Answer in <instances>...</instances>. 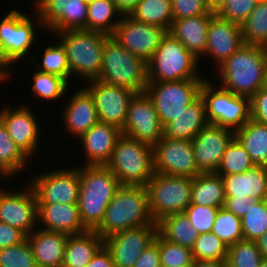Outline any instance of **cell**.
Returning a JSON list of instances; mask_svg holds the SVG:
<instances>
[{
  "label": "cell",
  "instance_id": "1",
  "mask_svg": "<svg viewBox=\"0 0 267 267\" xmlns=\"http://www.w3.org/2000/svg\"><path fill=\"white\" fill-rule=\"evenodd\" d=\"M266 61L267 47L243 44L215 70L216 84L235 95L251 98L262 88Z\"/></svg>",
  "mask_w": 267,
  "mask_h": 267
},
{
  "label": "cell",
  "instance_id": "2",
  "mask_svg": "<svg viewBox=\"0 0 267 267\" xmlns=\"http://www.w3.org/2000/svg\"><path fill=\"white\" fill-rule=\"evenodd\" d=\"M50 35H54V38H57L65 49L71 86L74 85L75 79L76 83L80 80L82 81L80 83H86L98 79L102 67L104 45L110 37L109 34L97 31L68 30Z\"/></svg>",
  "mask_w": 267,
  "mask_h": 267
},
{
  "label": "cell",
  "instance_id": "3",
  "mask_svg": "<svg viewBox=\"0 0 267 267\" xmlns=\"http://www.w3.org/2000/svg\"><path fill=\"white\" fill-rule=\"evenodd\" d=\"M78 209L88 230H95L102 222L105 210L121 186L117 177L106 166H79Z\"/></svg>",
  "mask_w": 267,
  "mask_h": 267
},
{
  "label": "cell",
  "instance_id": "4",
  "mask_svg": "<svg viewBox=\"0 0 267 267\" xmlns=\"http://www.w3.org/2000/svg\"><path fill=\"white\" fill-rule=\"evenodd\" d=\"M8 12L0 19V55L4 63L14 70L19 62L32 59V49L41 37V30L44 33L43 30L46 32V29L34 10L31 11L32 15L25 14L18 8H12Z\"/></svg>",
  "mask_w": 267,
  "mask_h": 267
},
{
  "label": "cell",
  "instance_id": "5",
  "mask_svg": "<svg viewBox=\"0 0 267 267\" xmlns=\"http://www.w3.org/2000/svg\"><path fill=\"white\" fill-rule=\"evenodd\" d=\"M153 222L146 186L121 185L95 231L104 239L116 232L150 225Z\"/></svg>",
  "mask_w": 267,
  "mask_h": 267
},
{
  "label": "cell",
  "instance_id": "6",
  "mask_svg": "<svg viewBox=\"0 0 267 267\" xmlns=\"http://www.w3.org/2000/svg\"><path fill=\"white\" fill-rule=\"evenodd\" d=\"M199 67V59L166 32L147 63L148 82L206 80L208 75L204 74V70L199 71L202 69Z\"/></svg>",
  "mask_w": 267,
  "mask_h": 267
},
{
  "label": "cell",
  "instance_id": "7",
  "mask_svg": "<svg viewBox=\"0 0 267 267\" xmlns=\"http://www.w3.org/2000/svg\"><path fill=\"white\" fill-rule=\"evenodd\" d=\"M105 166L120 185L146 186L154 175L152 146L122 134Z\"/></svg>",
  "mask_w": 267,
  "mask_h": 267
},
{
  "label": "cell",
  "instance_id": "8",
  "mask_svg": "<svg viewBox=\"0 0 267 267\" xmlns=\"http://www.w3.org/2000/svg\"><path fill=\"white\" fill-rule=\"evenodd\" d=\"M98 80L135 93L145 92L148 84L147 62L127 51L110 36L104 45Z\"/></svg>",
  "mask_w": 267,
  "mask_h": 267
},
{
  "label": "cell",
  "instance_id": "9",
  "mask_svg": "<svg viewBox=\"0 0 267 267\" xmlns=\"http://www.w3.org/2000/svg\"><path fill=\"white\" fill-rule=\"evenodd\" d=\"M200 95L204 99L209 124L237 130L251 118L250 98L235 95L206 78Z\"/></svg>",
  "mask_w": 267,
  "mask_h": 267
},
{
  "label": "cell",
  "instance_id": "10",
  "mask_svg": "<svg viewBox=\"0 0 267 267\" xmlns=\"http://www.w3.org/2000/svg\"><path fill=\"white\" fill-rule=\"evenodd\" d=\"M192 178L154 173L146 184L149 210L154 222L163 217L184 213L191 203Z\"/></svg>",
  "mask_w": 267,
  "mask_h": 267
},
{
  "label": "cell",
  "instance_id": "11",
  "mask_svg": "<svg viewBox=\"0 0 267 267\" xmlns=\"http://www.w3.org/2000/svg\"><path fill=\"white\" fill-rule=\"evenodd\" d=\"M205 80L148 82L146 93L152 99L159 120L164 127L186 111L199 96Z\"/></svg>",
  "mask_w": 267,
  "mask_h": 267
},
{
  "label": "cell",
  "instance_id": "12",
  "mask_svg": "<svg viewBox=\"0 0 267 267\" xmlns=\"http://www.w3.org/2000/svg\"><path fill=\"white\" fill-rule=\"evenodd\" d=\"M52 169L34 173L26 179L35 192L37 203H78L79 166Z\"/></svg>",
  "mask_w": 267,
  "mask_h": 267
},
{
  "label": "cell",
  "instance_id": "13",
  "mask_svg": "<svg viewBox=\"0 0 267 267\" xmlns=\"http://www.w3.org/2000/svg\"><path fill=\"white\" fill-rule=\"evenodd\" d=\"M26 183L19 190L0 186V221L28 236L38 227V215L35 192L27 180Z\"/></svg>",
  "mask_w": 267,
  "mask_h": 267
},
{
  "label": "cell",
  "instance_id": "14",
  "mask_svg": "<svg viewBox=\"0 0 267 267\" xmlns=\"http://www.w3.org/2000/svg\"><path fill=\"white\" fill-rule=\"evenodd\" d=\"M85 0H35L32 8L50 34L68 30L87 31Z\"/></svg>",
  "mask_w": 267,
  "mask_h": 267
},
{
  "label": "cell",
  "instance_id": "15",
  "mask_svg": "<svg viewBox=\"0 0 267 267\" xmlns=\"http://www.w3.org/2000/svg\"><path fill=\"white\" fill-rule=\"evenodd\" d=\"M6 104L4 103L0 109V120L7 127L8 133L16 145L32 160V157H35V153L41 148L42 130L40 128L42 125L39 123L40 120L38 121V116L34 114L36 112L30 107V103L20 102L16 108L10 103Z\"/></svg>",
  "mask_w": 267,
  "mask_h": 267
},
{
  "label": "cell",
  "instance_id": "16",
  "mask_svg": "<svg viewBox=\"0 0 267 267\" xmlns=\"http://www.w3.org/2000/svg\"><path fill=\"white\" fill-rule=\"evenodd\" d=\"M121 133L151 146L163 137V126L146 91L135 93L131 98Z\"/></svg>",
  "mask_w": 267,
  "mask_h": 267
},
{
  "label": "cell",
  "instance_id": "17",
  "mask_svg": "<svg viewBox=\"0 0 267 267\" xmlns=\"http://www.w3.org/2000/svg\"><path fill=\"white\" fill-rule=\"evenodd\" d=\"M152 150L154 173L190 178L201 173L195 163L192 140L162 137Z\"/></svg>",
  "mask_w": 267,
  "mask_h": 267
},
{
  "label": "cell",
  "instance_id": "18",
  "mask_svg": "<svg viewBox=\"0 0 267 267\" xmlns=\"http://www.w3.org/2000/svg\"><path fill=\"white\" fill-rule=\"evenodd\" d=\"M165 34L163 28L137 21L125 14L111 37L127 51L148 63Z\"/></svg>",
  "mask_w": 267,
  "mask_h": 267
},
{
  "label": "cell",
  "instance_id": "19",
  "mask_svg": "<svg viewBox=\"0 0 267 267\" xmlns=\"http://www.w3.org/2000/svg\"><path fill=\"white\" fill-rule=\"evenodd\" d=\"M158 233L156 222L116 232L104 238L115 267H134L141 253L154 242Z\"/></svg>",
  "mask_w": 267,
  "mask_h": 267
},
{
  "label": "cell",
  "instance_id": "20",
  "mask_svg": "<svg viewBox=\"0 0 267 267\" xmlns=\"http://www.w3.org/2000/svg\"><path fill=\"white\" fill-rule=\"evenodd\" d=\"M83 86L94 99L99 122L113 124L121 129L127 117L130 100L135 92L98 79L87 81Z\"/></svg>",
  "mask_w": 267,
  "mask_h": 267
},
{
  "label": "cell",
  "instance_id": "21",
  "mask_svg": "<svg viewBox=\"0 0 267 267\" xmlns=\"http://www.w3.org/2000/svg\"><path fill=\"white\" fill-rule=\"evenodd\" d=\"M234 130L208 124L192 139L195 163L201 173H216Z\"/></svg>",
  "mask_w": 267,
  "mask_h": 267
},
{
  "label": "cell",
  "instance_id": "22",
  "mask_svg": "<svg viewBox=\"0 0 267 267\" xmlns=\"http://www.w3.org/2000/svg\"><path fill=\"white\" fill-rule=\"evenodd\" d=\"M81 86V87H80ZM69 93L71 86L67 91L68 99L62 102H66L65 105H61L63 130L65 134L78 139L86 131H88L94 124L99 122L95 102L90 92L82 85ZM73 93V94H72ZM71 95V96H70ZM70 97V98H69ZM67 132V133H66Z\"/></svg>",
  "mask_w": 267,
  "mask_h": 267
},
{
  "label": "cell",
  "instance_id": "23",
  "mask_svg": "<svg viewBox=\"0 0 267 267\" xmlns=\"http://www.w3.org/2000/svg\"><path fill=\"white\" fill-rule=\"evenodd\" d=\"M243 44L241 26L213 14L207 30L206 51L199 60L200 65L204 58H212V66L218 68Z\"/></svg>",
  "mask_w": 267,
  "mask_h": 267
},
{
  "label": "cell",
  "instance_id": "24",
  "mask_svg": "<svg viewBox=\"0 0 267 267\" xmlns=\"http://www.w3.org/2000/svg\"><path fill=\"white\" fill-rule=\"evenodd\" d=\"M122 135L121 129L113 124L98 122L81 135V151L85 154L82 165L105 166L111 158L117 139Z\"/></svg>",
  "mask_w": 267,
  "mask_h": 267
},
{
  "label": "cell",
  "instance_id": "25",
  "mask_svg": "<svg viewBox=\"0 0 267 267\" xmlns=\"http://www.w3.org/2000/svg\"><path fill=\"white\" fill-rule=\"evenodd\" d=\"M38 226L40 228L75 235L86 232L78 203H37ZM42 226V227H41Z\"/></svg>",
  "mask_w": 267,
  "mask_h": 267
},
{
  "label": "cell",
  "instance_id": "26",
  "mask_svg": "<svg viewBox=\"0 0 267 267\" xmlns=\"http://www.w3.org/2000/svg\"><path fill=\"white\" fill-rule=\"evenodd\" d=\"M67 234L39 226L27 236L37 267H62Z\"/></svg>",
  "mask_w": 267,
  "mask_h": 267
},
{
  "label": "cell",
  "instance_id": "27",
  "mask_svg": "<svg viewBox=\"0 0 267 267\" xmlns=\"http://www.w3.org/2000/svg\"><path fill=\"white\" fill-rule=\"evenodd\" d=\"M213 14L207 13L174 20L168 33L200 60L206 51L207 30Z\"/></svg>",
  "mask_w": 267,
  "mask_h": 267
},
{
  "label": "cell",
  "instance_id": "28",
  "mask_svg": "<svg viewBox=\"0 0 267 267\" xmlns=\"http://www.w3.org/2000/svg\"><path fill=\"white\" fill-rule=\"evenodd\" d=\"M223 181L225 197H253L256 200L267 199V167L254 166L244 173L220 175Z\"/></svg>",
  "mask_w": 267,
  "mask_h": 267
},
{
  "label": "cell",
  "instance_id": "29",
  "mask_svg": "<svg viewBox=\"0 0 267 267\" xmlns=\"http://www.w3.org/2000/svg\"><path fill=\"white\" fill-rule=\"evenodd\" d=\"M208 124L205 102L200 95L178 118L163 127V137L192 140Z\"/></svg>",
  "mask_w": 267,
  "mask_h": 267
},
{
  "label": "cell",
  "instance_id": "30",
  "mask_svg": "<svg viewBox=\"0 0 267 267\" xmlns=\"http://www.w3.org/2000/svg\"><path fill=\"white\" fill-rule=\"evenodd\" d=\"M103 245L104 239L95 230L69 235L62 267H85Z\"/></svg>",
  "mask_w": 267,
  "mask_h": 267
},
{
  "label": "cell",
  "instance_id": "31",
  "mask_svg": "<svg viewBox=\"0 0 267 267\" xmlns=\"http://www.w3.org/2000/svg\"><path fill=\"white\" fill-rule=\"evenodd\" d=\"M234 137L245 148L255 166L267 167V125L251 118L234 131Z\"/></svg>",
  "mask_w": 267,
  "mask_h": 267
},
{
  "label": "cell",
  "instance_id": "32",
  "mask_svg": "<svg viewBox=\"0 0 267 267\" xmlns=\"http://www.w3.org/2000/svg\"><path fill=\"white\" fill-rule=\"evenodd\" d=\"M191 203L221 208L225 204V190L220 175L200 173L192 178Z\"/></svg>",
  "mask_w": 267,
  "mask_h": 267
},
{
  "label": "cell",
  "instance_id": "33",
  "mask_svg": "<svg viewBox=\"0 0 267 267\" xmlns=\"http://www.w3.org/2000/svg\"><path fill=\"white\" fill-rule=\"evenodd\" d=\"M29 161L32 160L16 145L0 120V174L7 180L21 175L28 169Z\"/></svg>",
  "mask_w": 267,
  "mask_h": 267
},
{
  "label": "cell",
  "instance_id": "34",
  "mask_svg": "<svg viewBox=\"0 0 267 267\" xmlns=\"http://www.w3.org/2000/svg\"><path fill=\"white\" fill-rule=\"evenodd\" d=\"M158 233L166 240L192 249L199 233L185 213L171 214L157 222Z\"/></svg>",
  "mask_w": 267,
  "mask_h": 267
},
{
  "label": "cell",
  "instance_id": "35",
  "mask_svg": "<svg viewBox=\"0 0 267 267\" xmlns=\"http://www.w3.org/2000/svg\"><path fill=\"white\" fill-rule=\"evenodd\" d=\"M123 17L113 0H96L87 5V31L114 33Z\"/></svg>",
  "mask_w": 267,
  "mask_h": 267
},
{
  "label": "cell",
  "instance_id": "36",
  "mask_svg": "<svg viewBox=\"0 0 267 267\" xmlns=\"http://www.w3.org/2000/svg\"><path fill=\"white\" fill-rule=\"evenodd\" d=\"M128 15L168 32L173 21L171 0H140Z\"/></svg>",
  "mask_w": 267,
  "mask_h": 267
},
{
  "label": "cell",
  "instance_id": "37",
  "mask_svg": "<svg viewBox=\"0 0 267 267\" xmlns=\"http://www.w3.org/2000/svg\"><path fill=\"white\" fill-rule=\"evenodd\" d=\"M32 83H30V89L33 93V98L37 97V100L44 102H50V104L55 101L61 102L65 98L68 89L70 88V84L62 77L49 74L46 72H42L36 69V71L32 72L31 77Z\"/></svg>",
  "mask_w": 267,
  "mask_h": 267
},
{
  "label": "cell",
  "instance_id": "38",
  "mask_svg": "<svg viewBox=\"0 0 267 267\" xmlns=\"http://www.w3.org/2000/svg\"><path fill=\"white\" fill-rule=\"evenodd\" d=\"M55 41L44 47L43 54L40 55L42 57L33 55L30 61L36 65L35 69L60 76L70 84V69L65 49L57 39Z\"/></svg>",
  "mask_w": 267,
  "mask_h": 267
},
{
  "label": "cell",
  "instance_id": "39",
  "mask_svg": "<svg viewBox=\"0 0 267 267\" xmlns=\"http://www.w3.org/2000/svg\"><path fill=\"white\" fill-rule=\"evenodd\" d=\"M240 26L244 44L267 47V0H258L253 12Z\"/></svg>",
  "mask_w": 267,
  "mask_h": 267
},
{
  "label": "cell",
  "instance_id": "40",
  "mask_svg": "<svg viewBox=\"0 0 267 267\" xmlns=\"http://www.w3.org/2000/svg\"><path fill=\"white\" fill-rule=\"evenodd\" d=\"M254 166L255 164L252 162L248 152L234 137L223 153L222 160L216 174L232 175L244 173Z\"/></svg>",
  "mask_w": 267,
  "mask_h": 267
},
{
  "label": "cell",
  "instance_id": "41",
  "mask_svg": "<svg viewBox=\"0 0 267 267\" xmlns=\"http://www.w3.org/2000/svg\"><path fill=\"white\" fill-rule=\"evenodd\" d=\"M241 224L243 239L258 240L267 231V199L249 202Z\"/></svg>",
  "mask_w": 267,
  "mask_h": 267
},
{
  "label": "cell",
  "instance_id": "42",
  "mask_svg": "<svg viewBox=\"0 0 267 267\" xmlns=\"http://www.w3.org/2000/svg\"><path fill=\"white\" fill-rule=\"evenodd\" d=\"M262 260L256 241L242 239L228 246L226 267H260Z\"/></svg>",
  "mask_w": 267,
  "mask_h": 267
},
{
  "label": "cell",
  "instance_id": "43",
  "mask_svg": "<svg viewBox=\"0 0 267 267\" xmlns=\"http://www.w3.org/2000/svg\"><path fill=\"white\" fill-rule=\"evenodd\" d=\"M191 251L193 260L226 261L228 245L211 231L199 234Z\"/></svg>",
  "mask_w": 267,
  "mask_h": 267
},
{
  "label": "cell",
  "instance_id": "44",
  "mask_svg": "<svg viewBox=\"0 0 267 267\" xmlns=\"http://www.w3.org/2000/svg\"><path fill=\"white\" fill-rule=\"evenodd\" d=\"M212 232L228 246L243 239L241 219L225 207L218 209Z\"/></svg>",
  "mask_w": 267,
  "mask_h": 267
},
{
  "label": "cell",
  "instance_id": "45",
  "mask_svg": "<svg viewBox=\"0 0 267 267\" xmlns=\"http://www.w3.org/2000/svg\"><path fill=\"white\" fill-rule=\"evenodd\" d=\"M154 241L158 244L162 267H191L193 263L192 251L179 244L164 239L157 233Z\"/></svg>",
  "mask_w": 267,
  "mask_h": 267
},
{
  "label": "cell",
  "instance_id": "46",
  "mask_svg": "<svg viewBox=\"0 0 267 267\" xmlns=\"http://www.w3.org/2000/svg\"><path fill=\"white\" fill-rule=\"evenodd\" d=\"M0 267H37L27 238L19 244L0 249Z\"/></svg>",
  "mask_w": 267,
  "mask_h": 267
},
{
  "label": "cell",
  "instance_id": "47",
  "mask_svg": "<svg viewBox=\"0 0 267 267\" xmlns=\"http://www.w3.org/2000/svg\"><path fill=\"white\" fill-rule=\"evenodd\" d=\"M219 208L190 203L184 213L199 234L211 232Z\"/></svg>",
  "mask_w": 267,
  "mask_h": 267
},
{
  "label": "cell",
  "instance_id": "48",
  "mask_svg": "<svg viewBox=\"0 0 267 267\" xmlns=\"http://www.w3.org/2000/svg\"><path fill=\"white\" fill-rule=\"evenodd\" d=\"M258 0H228L217 13L222 19L241 25L253 12Z\"/></svg>",
  "mask_w": 267,
  "mask_h": 267
},
{
  "label": "cell",
  "instance_id": "49",
  "mask_svg": "<svg viewBox=\"0 0 267 267\" xmlns=\"http://www.w3.org/2000/svg\"><path fill=\"white\" fill-rule=\"evenodd\" d=\"M173 21L210 12L206 0H171Z\"/></svg>",
  "mask_w": 267,
  "mask_h": 267
},
{
  "label": "cell",
  "instance_id": "50",
  "mask_svg": "<svg viewBox=\"0 0 267 267\" xmlns=\"http://www.w3.org/2000/svg\"><path fill=\"white\" fill-rule=\"evenodd\" d=\"M251 119L267 125V91L261 88L250 98Z\"/></svg>",
  "mask_w": 267,
  "mask_h": 267
},
{
  "label": "cell",
  "instance_id": "51",
  "mask_svg": "<svg viewBox=\"0 0 267 267\" xmlns=\"http://www.w3.org/2000/svg\"><path fill=\"white\" fill-rule=\"evenodd\" d=\"M26 238L22 231L0 221V249L19 244Z\"/></svg>",
  "mask_w": 267,
  "mask_h": 267
},
{
  "label": "cell",
  "instance_id": "52",
  "mask_svg": "<svg viewBox=\"0 0 267 267\" xmlns=\"http://www.w3.org/2000/svg\"><path fill=\"white\" fill-rule=\"evenodd\" d=\"M134 267H162L158 244L155 241L141 253Z\"/></svg>",
  "mask_w": 267,
  "mask_h": 267
},
{
  "label": "cell",
  "instance_id": "53",
  "mask_svg": "<svg viewBox=\"0 0 267 267\" xmlns=\"http://www.w3.org/2000/svg\"><path fill=\"white\" fill-rule=\"evenodd\" d=\"M257 201L253 197L246 196L245 198L241 197H225L224 207L233 212L238 218H242L246 214L247 209L249 208V202Z\"/></svg>",
  "mask_w": 267,
  "mask_h": 267
},
{
  "label": "cell",
  "instance_id": "54",
  "mask_svg": "<svg viewBox=\"0 0 267 267\" xmlns=\"http://www.w3.org/2000/svg\"><path fill=\"white\" fill-rule=\"evenodd\" d=\"M85 267H115L110 252L103 245Z\"/></svg>",
  "mask_w": 267,
  "mask_h": 267
},
{
  "label": "cell",
  "instance_id": "55",
  "mask_svg": "<svg viewBox=\"0 0 267 267\" xmlns=\"http://www.w3.org/2000/svg\"><path fill=\"white\" fill-rule=\"evenodd\" d=\"M117 8L125 14H129L140 0H113Z\"/></svg>",
  "mask_w": 267,
  "mask_h": 267
},
{
  "label": "cell",
  "instance_id": "56",
  "mask_svg": "<svg viewBox=\"0 0 267 267\" xmlns=\"http://www.w3.org/2000/svg\"><path fill=\"white\" fill-rule=\"evenodd\" d=\"M191 267H226V261L194 260Z\"/></svg>",
  "mask_w": 267,
  "mask_h": 267
},
{
  "label": "cell",
  "instance_id": "57",
  "mask_svg": "<svg viewBox=\"0 0 267 267\" xmlns=\"http://www.w3.org/2000/svg\"><path fill=\"white\" fill-rule=\"evenodd\" d=\"M14 74L13 70H11L3 61L0 55V79L6 83L8 80L12 79V75ZM11 76V78H10Z\"/></svg>",
  "mask_w": 267,
  "mask_h": 267
},
{
  "label": "cell",
  "instance_id": "58",
  "mask_svg": "<svg viewBox=\"0 0 267 267\" xmlns=\"http://www.w3.org/2000/svg\"><path fill=\"white\" fill-rule=\"evenodd\" d=\"M228 0H206L210 12L217 14Z\"/></svg>",
  "mask_w": 267,
  "mask_h": 267
},
{
  "label": "cell",
  "instance_id": "59",
  "mask_svg": "<svg viewBox=\"0 0 267 267\" xmlns=\"http://www.w3.org/2000/svg\"><path fill=\"white\" fill-rule=\"evenodd\" d=\"M256 243L262 257L267 258V231L258 240H256Z\"/></svg>",
  "mask_w": 267,
  "mask_h": 267
},
{
  "label": "cell",
  "instance_id": "60",
  "mask_svg": "<svg viewBox=\"0 0 267 267\" xmlns=\"http://www.w3.org/2000/svg\"><path fill=\"white\" fill-rule=\"evenodd\" d=\"M262 88L267 91V61H266V66H265V71H264Z\"/></svg>",
  "mask_w": 267,
  "mask_h": 267
},
{
  "label": "cell",
  "instance_id": "61",
  "mask_svg": "<svg viewBox=\"0 0 267 267\" xmlns=\"http://www.w3.org/2000/svg\"><path fill=\"white\" fill-rule=\"evenodd\" d=\"M260 267H267V258H263Z\"/></svg>",
  "mask_w": 267,
  "mask_h": 267
},
{
  "label": "cell",
  "instance_id": "62",
  "mask_svg": "<svg viewBox=\"0 0 267 267\" xmlns=\"http://www.w3.org/2000/svg\"><path fill=\"white\" fill-rule=\"evenodd\" d=\"M87 3H90V2H93V1H96V0H85Z\"/></svg>",
  "mask_w": 267,
  "mask_h": 267
},
{
  "label": "cell",
  "instance_id": "63",
  "mask_svg": "<svg viewBox=\"0 0 267 267\" xmlns=\"http://www.w3.org/2000/svg\"><path fill=\"white\" fill-rule=\"evenodd\" d=\"M1 179L3 180L4 178H3L2 175L0 174V180H1ZM0 186H1V182H0Z\"/></svg>",
  "mask_w": 267,
  "mask_h": 267
}]
</instances>
